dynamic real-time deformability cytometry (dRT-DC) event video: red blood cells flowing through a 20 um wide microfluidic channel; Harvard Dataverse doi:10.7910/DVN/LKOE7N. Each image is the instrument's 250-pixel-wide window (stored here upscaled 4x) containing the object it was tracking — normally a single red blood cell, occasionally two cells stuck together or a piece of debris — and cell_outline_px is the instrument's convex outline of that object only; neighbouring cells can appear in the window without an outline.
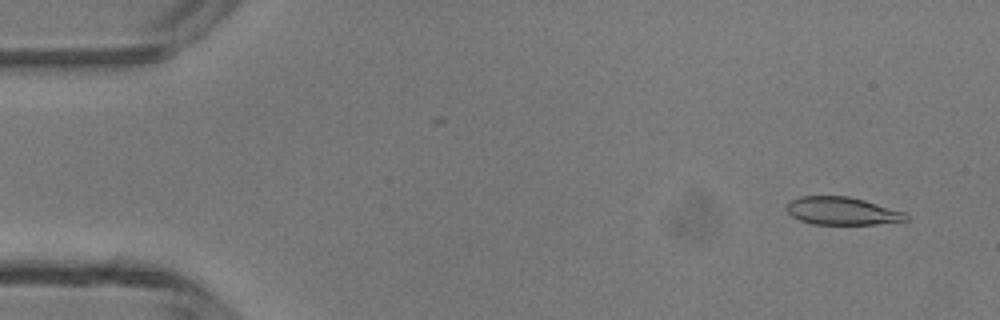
{"species": "common noctule bat (a hibernating species)", "species_latin": "Nyctalus noctula", "temperature_condition": "room temperature", "stored_images_in_passage": 4, "camera_frame_rate_fps": 3000, "um_per_image_px": 0.085, "animal": {"sex": "male", "body_mass_g": 13.3}, "frame": {"image": 1, "passage_image": 1, "time_ms": 0.0, "image_size_px": [1000, 320], "cell_outline_px": [[908, 220], [876, 224], [812, 224], [800, 220], [792, 216], [784, 208], [788, 200], [800, 196], [848, 196], [864, 200], [908, 212]], "centroid_in_image_um": [71.57, 17.92], "position_along_channel_um": 13.4, "area_um2": 19.59}}
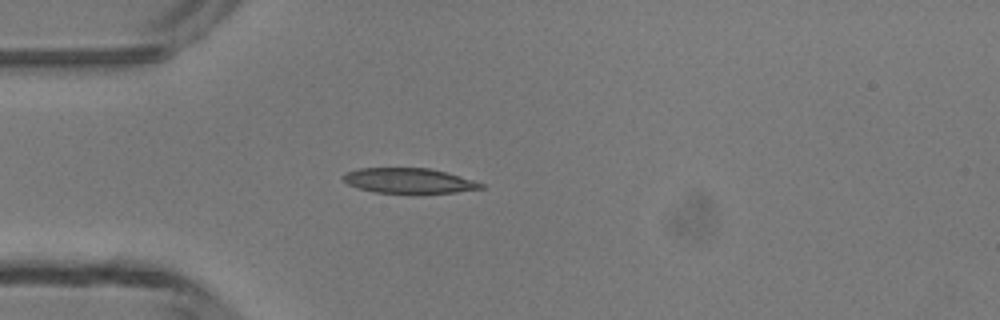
{"frame": {"image": 2, "passage_image": 4, "time_ms": 3.333, "image_size_px": [1000, 320], "cell_outline_px": [[484, 188], [456, 192], [372, 192], [348, 184], [340, 176], [344, 172], [356, 168], [428, 168], [444, 172], [472, 180], [484, 184]], "centroid_in_image_um": [34.67, 15.34], "position_along_channel_um": 50.3, "area_um2": 19.77}}